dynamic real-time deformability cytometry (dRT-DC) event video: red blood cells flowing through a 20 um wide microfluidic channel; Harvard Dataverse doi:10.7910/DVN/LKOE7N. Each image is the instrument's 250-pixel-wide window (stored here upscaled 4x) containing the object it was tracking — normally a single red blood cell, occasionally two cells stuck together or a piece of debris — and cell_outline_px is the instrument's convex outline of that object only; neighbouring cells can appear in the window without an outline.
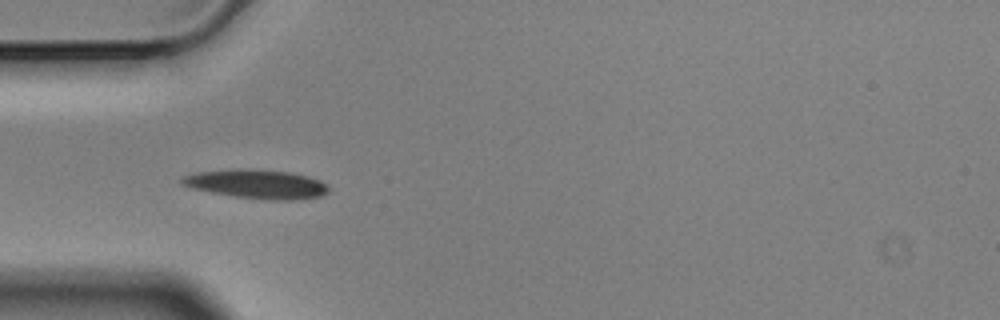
{"species": "Egyptian fruit bat (a non-hibernating species)", "species_latin": "Rousettus aegyptiacus", "temperature_condition": "cold", "stored_images_in_passage": 4, "camera_frame_rate_fps": 3000, "um_per_image_px": 0.085, "animal": {"sex": "male"}, "frame": {"image": 1, "passage_image": 2, "time_ms": 0.333, "image_size_px": [1000, 320], "cell_outline_px": [[328, 192], [324, 196], [300, 200], [272, 200], [236, 196], [212, 192], [192, 188], [180, 184], [180, 180], [184, 176], [196, 172], [232, 168], [252, 168], [288, 172], [308, 176], [320, 180], [328, 184]], "centroid_in_image_um": [21.86, 15.63], "position_along_channel_um": 63.1, "area_um2": 25.09}}
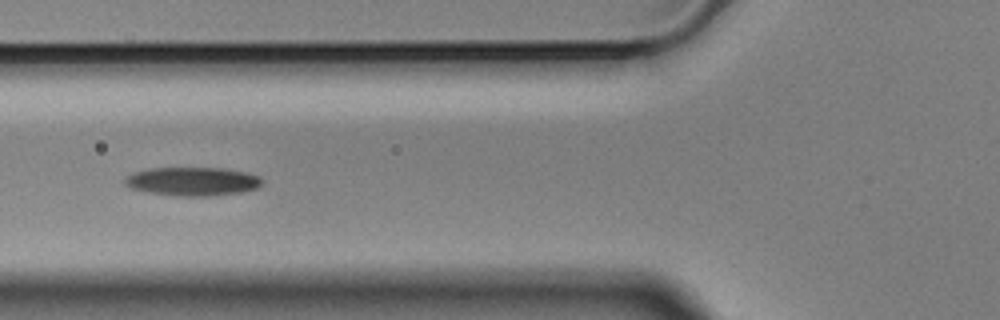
{"frame": {"image": 2, "passage_image": 3, "time_ms": 0.667, "image_size_px": [1000, 320], "cell_outline_px": [[260, 184], [256, 188], [240, 192], [208, 196], [176, 196], [148, 192], [132, 188], [124, 184], [124, 176], [132, 172], [148, 168], [220, 168], [244, 172], [260, 176]], "centroid_in_image_um": [16.28, 15.41], "position_along_channel_um": 109.5, "area_um2": 22.77}}
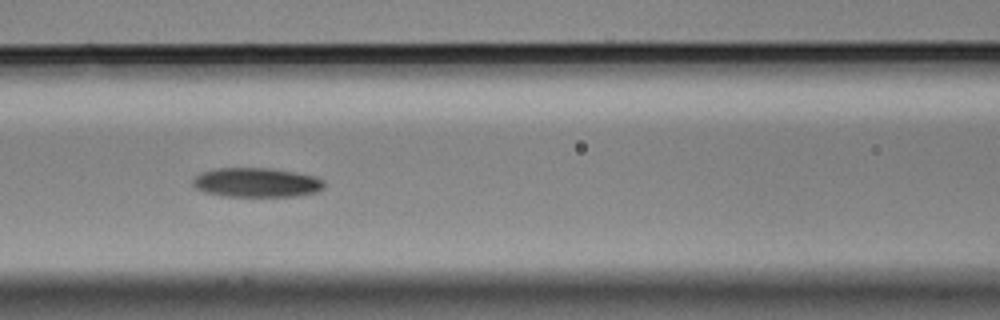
{"frame": {"image": 3, "passage_image": 4, "time_ms": 1.0, "image_size_px": [1000, 320], "cell_outline_px": [[324, 188], [320, 192], [296, 196], [224, 196], [204, 192], [196, 188], [192, 184], [192, 180], [200, 172], [216, 168], [272, 168], [296, 172], [316, 176], [324, 180]], "centroid_in_image_um": [21.84, 15.51], "position_along_channel_um": 144.8, "area_um2": 22.77}}